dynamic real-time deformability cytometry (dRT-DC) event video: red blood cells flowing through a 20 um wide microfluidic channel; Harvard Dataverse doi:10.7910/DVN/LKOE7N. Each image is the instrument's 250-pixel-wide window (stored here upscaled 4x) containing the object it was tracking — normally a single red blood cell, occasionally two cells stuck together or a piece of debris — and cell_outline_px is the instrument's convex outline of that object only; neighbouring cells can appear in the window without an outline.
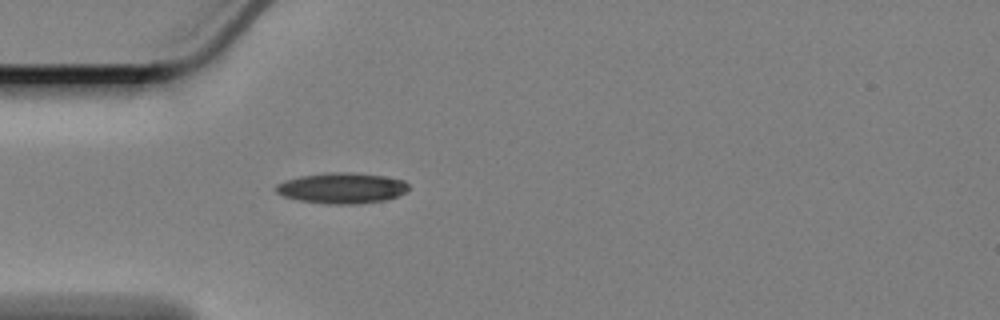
{"species": "Egyptian fruit bat (a non-hibernating species)", "species_latin": "Rousettus aegyptiacus", "temperature_condition": "cold", "stored_images_in_passage": 43, "camera_frame_rate_fps": 3000, "um_per_image_px": 0.085, "animal": {"sex": "female"}, "frame": {"image": 1, "passage_image": 1, "time_ms": 0.0, "image_size_px": [1000, 320], "cell_outline_px": [[408, 192], [384, 200], [356, 204], [324, 204], [300, 200], [284, 196], [276, 192], [276, 184], [284, 180], [300, 176], [324, 172], [352, 172], [384, 176], [404, 180], [408, 184]], "centroid_in_image_um": [29.06, 15.98], "position_along_channel_um": 55.9, "area_um2": 23.87}}
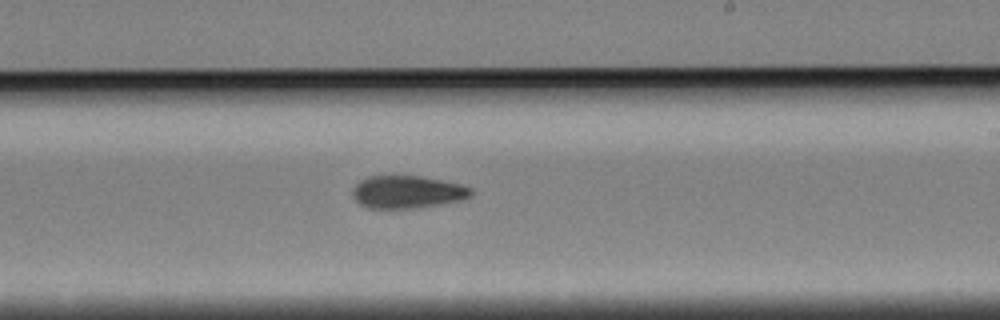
{"frame": {"image": 2, "passage_image": 19, "time_ms": 6.0, "image_size_px": [1000, 320], "cell_outline_px": [[472, 196], [460, 200], [408, 208], [368, 208], [360, 204], [352, 196], [352, 188], [360, 180], [368, 176], [392, 172], [420, 176], [460, 184], [472, 188]], "centroid_in_image_um": [34.54, 16.25], "position_along_channel_um": 254.5, "area_um2": 22.95}}
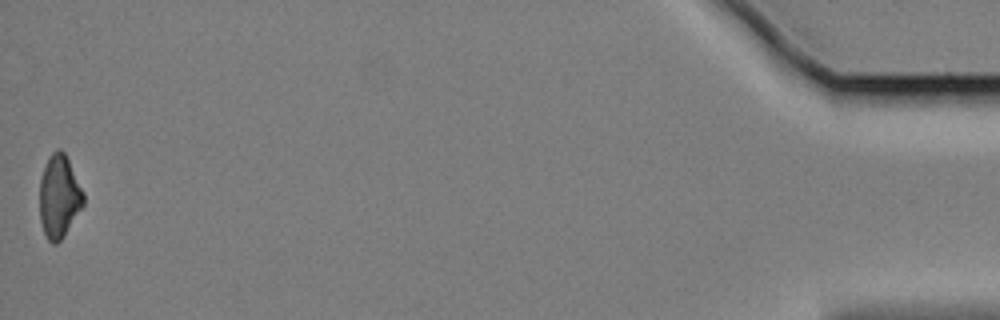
{"frame": {"image": 3, "passage_image": 43, "time_ms": 14.0, "image_size_px": [1000, 320], "cell_outline_px": [[84, 204], [60, 240], [56, 244], [52, 244], [48, 240], [44, 232], [40, 220], [40, 180], [48, 156], [56, 148], [60, 148], [64, 152], [84, 192]], "centroid_in_image_um": [5.02, 16.67], "position_along_channel_um": 430.2, "area_um2": 20.92}, "authors_computed_cell_mechanics": {"area_um2": 22.6576, "velocity_mm_per_s": 3.3771, "shape_relaxation_time_tau1_ms": 4.3873, "shape_relaxation_time_tau2_ms": 8.0395, "deformation_change_tau1": 0.1281, "deformation_change_tau2": 0.1539}}